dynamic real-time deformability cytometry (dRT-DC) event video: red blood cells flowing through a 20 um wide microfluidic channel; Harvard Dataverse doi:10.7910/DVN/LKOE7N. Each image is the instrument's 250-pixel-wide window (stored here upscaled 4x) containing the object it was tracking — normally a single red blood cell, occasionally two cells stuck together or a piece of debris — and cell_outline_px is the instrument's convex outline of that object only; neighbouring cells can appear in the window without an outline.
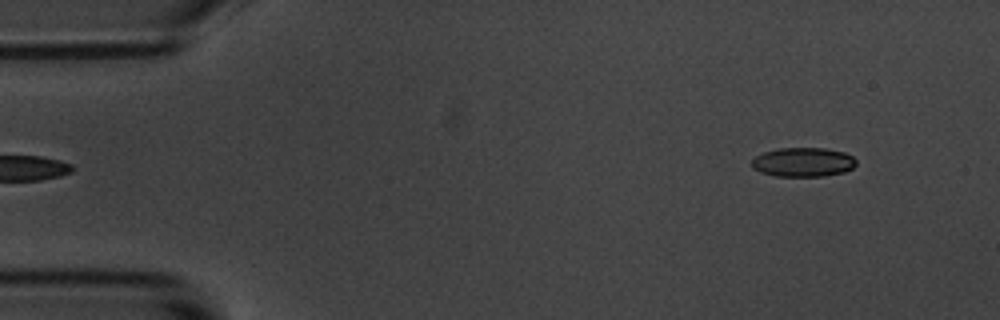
{"species": "common noctule bat (a hibernating species)", "species_latin": "Nyctalus noctula", "temperature_condition": "room temperature", "stored_images_in_passage": 5, "segment_of_instrument_passage": [2, 2], "camera_frame_rate_fps": 3000, "um_per_image_px": 0.085, "animal": {"sex": "male", "body_mass_g": 20.1, "forearm_length_mm": 53.5}, "frame": {"image": 1, "passage_image": 5, "time_ms": 4.667, "image_size_px": [1000, 320], "cell_outline_px": [[856, 164], [852, 168], [844, 172], [824, 176], [776, 176], [760, 172], [752, 168], [752, 160], [756, 156], [764, 152], [780, 148], [824, 148], [844, 152], [852, 156], [856, 160]], "centroid_in_image_um": [68.27, 13.78], "position_along_channel_um": 16.7, "area_um2": 17.74}}